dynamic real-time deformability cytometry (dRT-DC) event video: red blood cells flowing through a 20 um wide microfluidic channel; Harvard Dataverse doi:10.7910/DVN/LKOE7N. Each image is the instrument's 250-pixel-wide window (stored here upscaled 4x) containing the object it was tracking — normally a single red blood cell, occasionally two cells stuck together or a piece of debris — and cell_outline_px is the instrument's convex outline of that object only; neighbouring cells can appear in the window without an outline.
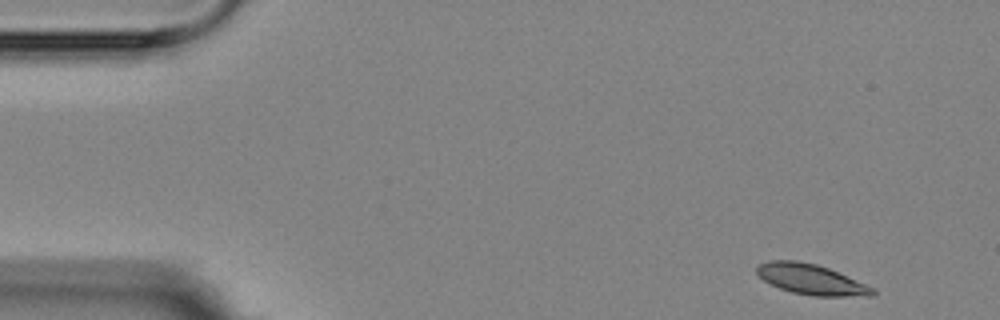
{"species": "Egyptian fruit bat (a non-hibernating species)", "species_latin": "Rousettus aegyptiacus", "temperature_condition": "room temperature", "stored_images_in_passage": 5, "camera_frame_rate_fps": 3000, "um_per_image_px": 0.085, "animal": {"sex": "female"}, "frame": {"image": 1, "passage_image": 1, "time_ms": 0.0, "image_size_px": [1000, 320], "cell_outline_px": [[876, 292], [872, 296], [812, 296], [792, 292], [780, 288], [764, 280], [756, 272], [756, 264], [768, 260], [796, 260], [816, 264], [828, 268], [876, 288]], "centroid_in_image_um": [68.95, 23.74], "position_along_channel_um": 16.1, "area_um2": 20.58}}
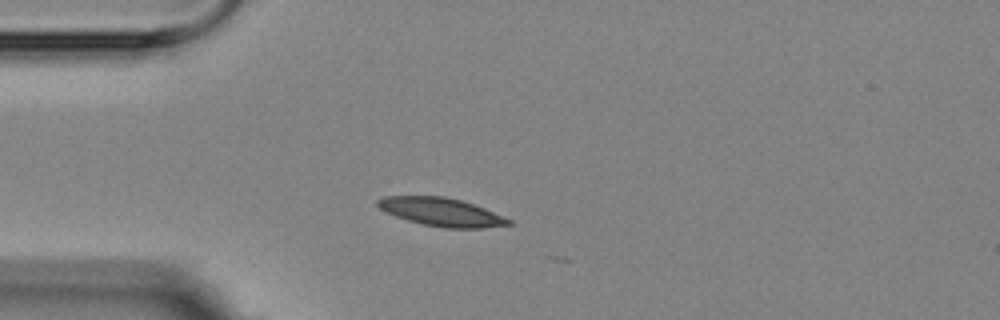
{"frame": {"image": 2, "passage_image": 4, "time_ms": 3.333, "image_size_px": [1000, 320], "cell_outline_px": [[516, 224], [484, 228], [444, 228], [424, 224], [408, 220], [396, 216], [380, 208], [376, 204], [376, 200], [384, 196], [444, 196], [460, 200], [484, 208], [512, 220]], "centroid_in_image_um": [37.55, 18.02], "position_along_channel_um": 47.4, "area_um2": 21.44}}